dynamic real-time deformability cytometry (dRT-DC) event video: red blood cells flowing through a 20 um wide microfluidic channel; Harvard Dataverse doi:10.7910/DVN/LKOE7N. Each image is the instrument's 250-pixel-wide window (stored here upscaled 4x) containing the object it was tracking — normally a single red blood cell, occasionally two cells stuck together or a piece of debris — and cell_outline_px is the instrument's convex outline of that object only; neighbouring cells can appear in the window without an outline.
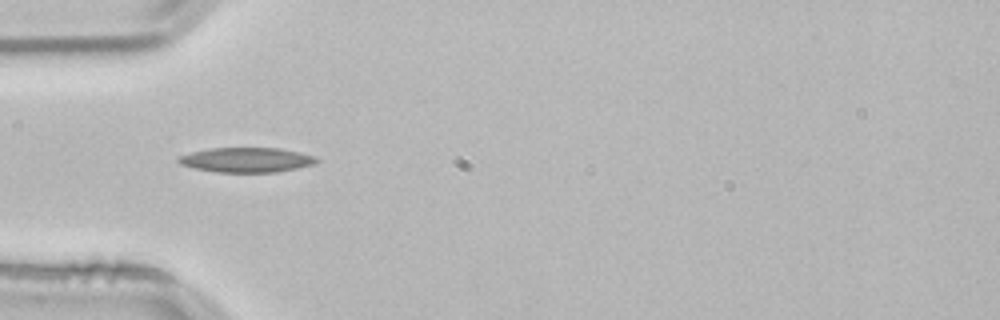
{"species": "common noctule bat (a hibernating species)", "species_latin": "Nyctalus noctula", "temperature_condition": "room temperature", "stored_images_in_passage": 38, "camera_frame_rate_fps": 3000, "um_per_image_px": 0.085, "animal": {"sex": "male", "body_mass_g": 21.5, "forearm_length_mm": 52.0}, "frame": {"image": 1, "passage_image": 1, "time_ms": 0.0, "image_size_px": [1000, 320], "cell_outline_px": [[320, 160], [312, 164], [296, 168], [276, 172], [216, 172], [196, 168], [180, 164], [176, 160], [176, 156], [192, 152], [212, 148], [280, 148], [300, 152], [316, 156]], "centroid_in_image_um": [20.94, 13.58], "position_along_channel_um": 64.1, "area_um2": 19.88}}
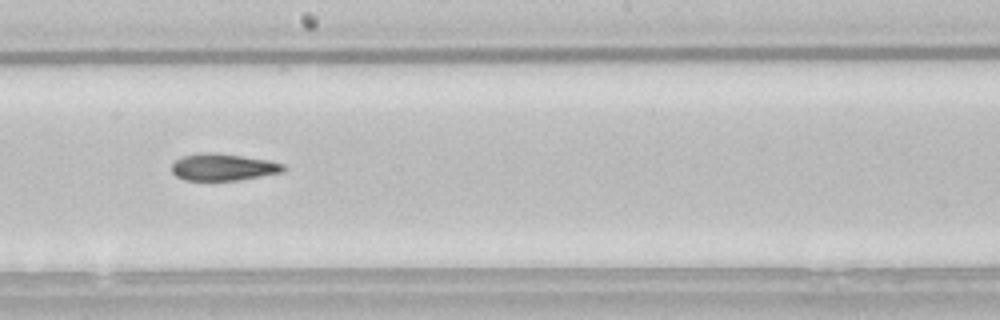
{"frame": {"image": 2, "passage_image": 14, "time_ms": 4.333, "image_size_px": [1000, 320], "cell_outline_px": [[288, 168], [284, 172], [240, 180], [184, 180], [176, 176], [172, 172], [172, 164], [180, 156], [196, 152], [216, 152], [268, 160], [284, 164]], "centroid_in_image_um": [18.97, 14.19], "position_along_channel_um": 229.2, "area_um2": 17.86}}
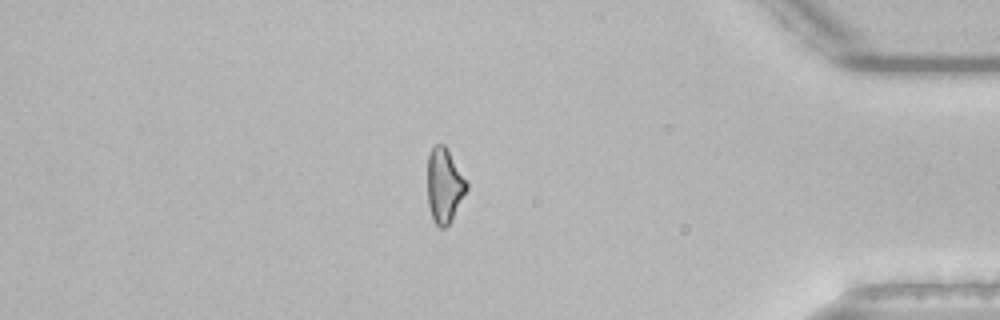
{"frame": {"image": 3, "passage_image": 30, "time_ms": 9.667, "image_size_px": [1000, 320], "cell_outline_px": [[468, 188], [448, 224], [444, 228], [440, 228], [432, 220], [428, 204], [428, 156], [432, 148], [436, 144], [444, 144], [468, 180]], "centroid_in_image_um": [37.77, 15.75], "position_along_channel_um": 397.4, "area_um2": 16.94}, "authors_computed_cell_mechanics": {"area_um2": 17.8602, "velocity_mm_per_s": 3.8218, "shape_relaxation_time_tau1_ms": null, "shape_relaxation_time_tau2_ms": 4.1933, "deformation_change_tau1": null, "deformation_change_tau2": 0.1373}}